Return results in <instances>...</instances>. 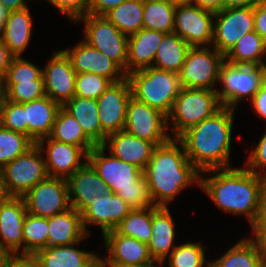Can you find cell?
<instances>
[{
  "instance_id": "cell-31",
  "label": "cell",
  "mask_w": 266,
  "mask_h": 267,
  "mask_svg": "<svg viewBox=\"0 0 266 267\" xmlns=\"http://www.w3.org/2000/svg\"><path fill=\"white\" fill-rule=\"evenodd\" d=\"M224 57L232 65L266 68V41L255 31L249 32Z\"/></svg>"
},
{
  "instance_id": "cell-60",
  "label": "cell",
  "mask_w": 266,
  "mask_h": 267,
  "mask_svg": "<svg viewBox=\"0 0 266 267\" xmlns=\"http://www.w3.org/2000/svg\"><path fill=\"white\" fill-rule=\"evenodd\" d=\"M175 4L189 3L191 0H167Z\"/></svg>"
},
{
  "instance_id": "cell-39",
  "label": "cell",
  "mask_w": 266,
  "mask_h": 267,
  "mask_svg": "<svg viewBox=\"0 0 266 267\" xmlns=\"http://www.w3.org/2000/svg\"><path fill=\"white\" fill-rule=\"evenodd\" d=\"M36 143L23 133L11 131L0 125V169L26 153Z\"/></svg>"
},
{
  "instance_id": "cell-24",
  "label": "cell",
  "mask_w": 266,
  "mask_h": 267,
  "mask_svg": "<svg viewBox=\"0 0 266 267\" xmlns=\"http://www.w3.org/2000/svg\"><path fill=\"white\" fill-rule=\"evenodd\" d=\"M175 224L168 207L152 206V236L148 244L155 262L164 264L166 258L178 246L175 243Z\"/></svg>"
},
{
  "instance_id": "cell-50",
  "label": "cell",
  "mask_w": 266,
  "mask_h": 267,
  "mask_svg": "<svg viewBox=\"0 0 266 267\" xmlns=\"http://www.w3.org/2000/svg\"><path fill=\"white\" fill-rule=\"evenodd\" d=\"M254 29L266 41V0L254 6Z\"/></svg>"
},
{
  "instance_id": "cell-36",
  "label": "cell",
  "mask_w": 266,
  "mask_h": 267,
  "mask_svg": "<svg viewBox=\"0 0 266 267\" xmlns=\"http://www.w3.org/2000/svg\"><path fill=\"white\" fill-rule=\"evenodd\" d=\"M176 4L167 0H144L143 28L165 34L174 32Z\"/></svg>"
},
{
  "instance_id": "cell-33",
  "label": "cell",
  "mask_w": 266,
  "mask_h": 267,
  "mask_svg": "<svg viewBox=\"0 0 266 267\" xmlns=\"http://www.w3.org/2000/svg\"><path fill=\"white\" fill-rule=\"evenodd\" d=\"M190 47L176 33L165 34L158 47L153 67L179 74Z\"/></svg>"
},
{
  "instance_id": "cell-55",
  "label": "cell",
  "mask_w": 266,
  "mask_h": 267,
  "mask_svg": "<svg viewBox=\"0 0 266 267\" xmlns=\"http://www.w3.org/2000/svg\"><path fill=\"white\" fill-rule=\"evenodd\" d=\"M0 2L4 5V7L11 11L24 9L27 6L26 2H29L27 0H0Z\"/></svg>"
},
{
  "instance_id": "cell-57",
  "label": "cell",
  "mask_w": 266,
  "mask_h": 267,
  "mask_svg": "<svg viewBox=\"0 0 266 267\" xmlns=\"http://www.w3.org/2000/svg\"><path fill=\"white\" fill-rule=\"evenodd\" d=\"M9 10H7L4 5L0 2V30L4 27L7 20Z\"/></svg>"
},
{
  "instance_id": "cell-40",
  "label": "cell",
  "mask_w": 266,
  "mask_h": 267,
  "mask_svg": "<svg viewBox=\"0 0 266 267\" xmlns=\"http://www.w3.org/2000/svg\"><path fill=\"white\" fill-rule=\"evenodd\" d=\"M205 257V250L201 243H182L167 257L168 267H210V262H206Z\"/></svg>"
},
{
  "instance_id": "cell-27",
  "label": "cell",
  "mask_w": 266,
  "mask_h": 267,
  "mask_svg": "<svg viewBox=\"0 0 266 267\" xmlns=\"http://www.w3.org/2000/svg\"><path fill=\"white\" fill-rule=\"evenodd\" d=\"M49 230L47 246H62L82 242L88 238L84 229L82 216L75 209L48 218Z\"/></svg>"
},
{
  "instance_id": "cell-22",
  "label": "cell",
  "mask_w": 266,
  "mask_h": 267,
  "mask_svg": "<svg viewBox=\"0 0 266 267\" xmlns=\"http://www.w3.org/2000/svg\"><path fill=\"white\" fill-rule=\"evenodd\" d=\"M107 257L100 258V263H122L145 265L155 264L148 245L141 241L111 230L103 235Z\"/></svg>"
},
{
  "instance_id": "cell-4",
  "label": "cell",
  "mask_w": 266,
  "mask_h": 267,
  "mask_svg": "<svg viewBox=\"0 0 266 267\" xmlns=\"http://www.w3.org/2000/svg\"><path fill=\"white\" fill-rule=\"evenodd\" d=\"M106 148L95 146L87 154V161L107 184L109 192L120 196L132 209H147L153 206L143 170L133 164L106 156Z\"/></svg>"
},
{
  "instance_id": "cell-54",
  "label": "cell",
  "mask_w": 266,
  "mask_h": 267,
  "mask_svg": "<svg viewBox=\"0 0 266 267\" xmlns=\"http://www.w3.org/2000/svg\"><path fill=\"white\" fill-rule=\"evenodd\" d=\"M224 8L254 7L261 0H222Z\"/></svg>"
},
{
  "instance_id": "cell-28",
  "label": "cell",
  "mask_w": 266,
  "mask_h": 267,
  "mask_svg": "<svg viewBox=\"0 0 266 267\" xmlns=\"http://www.w3.org/2000/svg\"><path fill=\"white\" fill-rule=\"evenodd\" d=\"M81 126L84 134L96 145H103L107 135L101 128L96 99L74 96L62 106Z\"/></svg>"
},
{
  "instance_id": "cell-38",
  "label": "cell",
  "mask_w": 266,
  "mask_h": 267,
  "mask_svg": "<svg viewBox=\"0 0 266 267\" xmlns=\"http://www.w3.org/2000/svg\"><path fill=\"white\" fill-rule=\"evenodd\" d=\"M48 218L26 214L23 223V253L35 254L47 247Z\"/></svg>"
},
{
  "instance_id": "cell-58",
  "label": "cell",
  "mask_w": 266,
  "mask_h": 267,
  "mask_svg": "<svg viewBox=\"0 0 266 267\" xmlns=\"http://www.w3.org/2000/svg\"><path fill=\"white\" fill-rule=\"evenodd\" d=\"M5 100H6V89L3 85L2 79H0V115Z\"/></svg>"
},
{
  "instance_id": "cell-12",
  "label": "cell",
  "mask_w": 266,
  "mask_h": 267,
  "mask_svg": "<svg viewBox=\"0 0 266 267\" xmlns=\"http://www.w3.org/2000/svg\"><path fill=\"white\" fill-rule=\"evenodd\" d=\"M255 31L254 7L224 8L215 13L212 47L224 56L245 34Z\"/></svg>"
},
{
  "instance_id": "cell-35",
  "label": "cell",
  "mask_w": 266,
  "mask_h": 267,
  "mask_svg": "<svg viewBox=\"0 0 266 267\" xmlns=\"http://www.w3.org/2000/svg\"><path fill=\"white\" fill-rule=\"evenodd\" d=\"M144 0H126L104 16L120 32L130 36L143 29Z\"/></svg>"
},
{
  "instance_id": "cell-32",
  "label": "cell",
  "mask_w": 266,
  "mask_h": 267,
  "mask_svg": "<svg viewBox=\"0 0 266 267\" xmlns=\"http://www.w3.org/2000/svg\"><path fill=\"white\" fill-rule=\"evenodd\" d=\"M210 267H266V258L250 238H242L218 259L209 261Z\"/></svg>"
},
{
  "instance_id": "cell-34",
  "label": "cell",
  "mask_w": 266,
  "mask_h": 267,
  "mask_svg": "<svg viewBox=\"0 0 266 267\" xmlns=\"http://www.w3.org/2000/svg\"><path fill=\"white\" fill-rule=\"evenodd\" d=\"M51 139L81 147L87 154L96 145L84 134L77 120L61 107L57 113Z\"/></svg>"
},
{
  "instance_id": "cell-42",
  "label": "cell",
  "mask_w": 266,
  "mask_h": 267,
  "mask_svg": "<svg viewBox=\"0 0 266 267\" xmlns=\"http://www.w3.org/2000/svg\"><path fill=\"white\" fill-rule=\"evenodd\" d=\"M111 83L106 77L94 73L76 74L75 96L97 99Z\"/></svg>"
},
{
  "instance_id": "cell-41",
  "label": "cell",
  "mask_w": 266,
  "mask_h": 267,
  "mask_svg": "<svg viewBox=\"0 0 266 267\" xmlns=\"http://www.w3.org/2000/svg\"><path fill=\"white\" fill-rule=\"evenodd\" d=\"M6 89V99L15 103H25L43 98L44 82L18 80V83H3Z\"/></svg>"
},
{
  "instance_id": "cell-21",
  "label": "cell",
  "mask_w": 266,
  "mask_h": 267,
  "mask_svg": "<svg viewBox=\"0 0 266 267\" xmlns=\"http://www.w3.org/2000/svg\"><path fill=\"white\" fill-rule=\"evenodd\" d=\"M70 206L82 214L94 200L109 192L107 184L86 161L69 178L65 179Z\"/></svg>"
},
{
  "instance_id": "cell-15",
  "label": "cell",
  "mask_w": 266,
  "mask_h": 267,
  "mask_svg": "<svg viewBox=\"0 0 266 267\" xmlns=\"http://www.w3.org/2000/svg\"><path fill=\"white\" fill-rule=\"evenodd\" d=\"M131 97L132 90L126 77L122 81L111 83L96 99L101 128L107 136L124 129L127 106Z\"/></svg>"
},
{
  "instance_id": "cell-6",
  "label": "cell",
  "mask_w": 266,
  "mask_h": 267,
  "mask_svg": "<svg viewBox=\"0 0 266 267\" xmlns=\"http://www.w3.org/2000/svg\"><path fill=\"white\" fill-rule=\"evenodd\" d=\"M222 107L216 90L181 88L167 116L168 130L173 135L171 138H178L187 129L213 116Z\"/></svg>"
},
{
  "instance_id": "cell-16",
  "label": "cell",
  "mask_w": 266,
  "mask_h": 267,
  "mask_svg": "<svg viewBox=\"0 0 266 267\" xmlns=\"http://www.w3.org/2000/svg\"><path fill=\"white\" fill-rule=\"evenodd\" d=\"M76 74L66 54L55 52L42 69L45 95L63 106L75 96Z\"/></svg>"
},
{
  "instance_id": "cell-48",
  "label": "cell",
  "mask_w": 266,
  "mask_h": 267,
  "mask_svg": "<svg viewBox=\"0 0 266 267\" xmlns=\"http://www.w3.org/2000/svg\"><path fill=\"white\" fill-rule=\"evenodd\" d=\"M251 105L258 116L266 119V69L264 70L260 86L253 97L249 100Z\"/></svg>"
},
{
  "instance_id": "cell-23",
  "label": "cell",
  "mask_w": 266,
  "mask_h": 267,
  "mask_svg": "<svg viewBox=\"0 0 266 267\" xmlns=\"http://www.w3.org/2000/svg\"><path fill=\"white\" fill-rule=\"evenodd\" d=\"M102 146L108 148V152L114 157L133 164L143 171L156 147L152 142L135 137L125 130L109 134Z\"/></svg>"
},
{
  "instance_id": "cell-14",
  "label": "cell",
  "mask_w": 266,
  "mask_h": 267,
  "mask_svg": "<svg viewBox=\"0 0 266 267\" xmlns=\"http://www.w3.org/2000/svg\"><path fill=\"white\" fill-rule=\"evenodd\" d=\"M28 214L49 218L71 208L63 178L47 177L22 196Z\"/></svg>"
},
{
  "instance_id": "cell-49",
  "label": "cell",
  "mask_w": 266,
  "mask_h": 267,
  "mask_svg": "<svg viewBox=\"0 0 266 267\" xmlns=\"http://www.w3.org/2000/svg\"><path fill=\"white\" fill-rule=\"evenodd\" d=\"M6 267H41L39 259L31 253L8 254Z\"/></svg>"
},
{
  "instance_id": "cell-46",
  "label": "cell",
  "mask_w": 266,
  "mask_h": 267,
  "mask_svg": "<svg viewBox=\"0 0 266 267\" xmlns=\"http://www.w3.org/2000/svg\"><path fill=\"white\" fill-rule=\"evenodd\" d=\"M247 160L248 161L244 166L249 171H252L258 176L266 179V132L254 149L251 150Z\"/></svg>"
},
{
  "instance_id": "cell-9",
  "label": "cell",
  "mask_w": 266,
  "mask_h": 267,
  "mask_svg": "<svg viewBox=\"0 0 266 267\" xmlns=\"http://www.w3.org/2000/svg\"><path fill=\"white\" fill-rule=\"evenodd\" d=\"M211 46L190 47L179 73L182 88L212 89L219 82L225 57Z\"/></svg>"
},
{
  "instance_id": "cell-56",
  "label": "cell",
  "mask_w": 266,
  "mask_h": 267,
  "mask_svg": "<svg viewBox=\"0 0 266 267\" xmlns=\"http://www.w3.org/2000/svg\"><path fill=\"white\" fill-rule=\"evenodd\" d=\"M160 265V266H159ZM161 263L134 265V264H122V263H100V267H161Z\"/></svg>"
},
{
  "instance_id": "cell-30",
  "label": "cell",
  "mask_w": 266,
  "mask_h": 267,
  "mask_svg": "<svg viewBox=\"0 0 266 267\" xmlns=\"http://www.w3.org/2000/svg\"><path fill=\"white\" fill-rule=\"evenodd\" d=\"M32 25L33 19L28 7L9 12L0 33L8 50L14 57H21L29 45Z\"/></svg>"
},
{
  "instance_id": "cell-51",
  "label": "cell",
  "mask_w": 266,
  "mask_h": 267,
  "mask_svg": "<svg viewBox=\"0 0 266 267\" xmlns=\"http://www.w3.org/2000/svg\"><path fill=\"white\" fill-rule=\"evenodd\" d=\"M124 1L126 0H89L88 14L104 16L108 11Z\"/></svg>"
},
{
  "instance_id": "cell-3",
  "label": "cell",
  "mask_w": 266,
  "mask_h": 267,
  "mask_svg": "<svg viewBox=\"0 0 266 267\" xmlns=\"http://www.w3.org/2000/svg\"><path fill=\"white\" fill-rule=\"evenodd\" d=\"M234 108L222 107L183 132L177 139L182 143L188 160L202 173L213 169L231 168V136Z\"/></svg>"
},
{
  "instance_id": "cell-1",
  "label": "cell",
  "mask_w": 266,
  "mask_h": 267,
  "mask_svg": "<svg viewBox=\"0 0 266 267\" xmlns=\"http://www.w3.org/2000/svg\"><path fill=\"white\" fill-rule=\"evenodd\" d=\"M204 173L214 175L204 178ZM199 187L219 209L232 215H245L252 225L266 193V179L245 166L213 169L201 173Z\"/></svg>"
},
{
  "instance_id": "cell-18",
  "label": "cell",
  "mask_w": 266,
  "mask_h": 267,
  "mask_svg": "<svg viewBox=\"0 0 266 267\" xmlns=\"http://www.w3.org/2000/svg\"><path fill=\"white\" fill-rule=\"evenodd\" d=\"M44 143H47V148ZM36 144L42 152L45 151L43 155L49 177L69 178L87 161V153L79 146L59 142L49 136L39 139Z\"/></svg>"
},
{
  "instance_id": "cell-59",
  "label": "cell",
  "mask_w": 266,
  "mask_h": 267,
  "mask_svg": "<svg viewBox=\"0 0 266 267\" xmlns=\"http://www.w3.org/2000/svg\"><path fill=\"white\" fill-rule=\"evenodd\" d=\"M8 253L0 245V267H6Z\"/></svg>"
},
{
  "instance_id": "cell-17",
  "label": "cell",
  "mask_w": 266,
  "mask_h": 267,
  "mask_svg": "<svg viewBox=\"0 0 266 267\" xmlns=\"http://www.w3.org/2000/svg\"><path fill=\"white\" fill-rule=\"evenodd\" d=\"M70 59L72 68L77 74L94 73L109 79L112 83L127 77L124 71L105 54L81 40L75 46L62 50Z\"/></svg>"
},
{
  "instance_id": "cell-13",
  "label": "cell",
  "mask_w": 266,
  "mask_h": 267,
  "mask_svg": "<svg viewBox=\"0 0 266 267\" xmlns=\"http://www.w3.org/2000/svg\"><path fill=\"white\" fill-rule=\"evenodd\" d=\"M215 13L192 3L176 4L174 33L191 47L211 46Z\"/></svg>"
},
{
  "instance_id": "cell-26",
  "label": "cell",
  "mask_w": 266,
  "mask_h": 267,
  "mask_svg": "<svg viewBox=\"0 0 266 267\" xmlns=\"http://www.w3.org/2000/svg\"><path fill=\"white\" fill-rule=\"evenodd\" d=\"M164 35L165 33L143 28L128 36L127 74L153 66Z\"/></svg>"
},
{
  "instance_id": "cell-25",
  "label": "cell",
  "mask_w": 266,
  "mask_h": 267,
  "mask_svg": "<svg viewBox=\"0 0 266 267\" xmlns=\"http://www.w3.org/2000/svg\"><path fill=\"white\" fill-rule=\"evenodd\" d=\"M79 243L47 246L38 250L35 255L41 267H100V255L74 247Z\"/></svg>"
},
{
  "instance_id": "cell-7",
  "label": "cell",
  "mask_w": 266,
  "mask_h": 267,
  "mask_svg": "<svg viewBox=\"0 0 266 267\" xmlns=\"http://www.w3.org/2000/svg\"><path fill=\"white\" fill-rule=\"evenodd\" d=\"M47 177L43 152L35 144L0 169V191L3 196L22 197Z\"/></svg>"
},
{
  "instance_id": "cell-29",
  "label": "cell",
  "mask_w": 266,
  "mask_h": 267,
  "mask_svg": "<svg viewBox=\"0 0 266 267\" xmlns=\"http://www.w3.org/2000/svg\"><path fill=\"white\" fill-rule=\"evenodd\" d=\"M62 106L50 97L24 103L26 121L28 122V137L35 143L51 134L57 113Z\"/></svg>"
},
{
  "instance_id": "cell-43",
  "label": "cell",
  "mask_w": 266,
  "mask_h": 267,
  "mask_svg": "<svg viewBox=\"0 0 266 267\" xmlns=\"http://www.w3.org/2000/svg\"><path fill=\"white\" fill-rule=\"evenodd\" d=\"M0 125L28 136V122L26 121L24 103H15L6 99L1 110Z\"/></svg>"
},
{
  "instance_id": "cell-19",
  "label": "cell",
  "mask_w": 266,
  "mask_h": 267,
  "mask_svg": "<svg viewBox=\"0 0 266 267\" xmlns=\"http://www.w3.org/2000/svg\"><path fill=\"white\" fill-rule=\"evenodd\" d=\"M27 214L23 197H0V245L8 253H23V223ZM2 238V240H1Z\"/></svg>"
},
{
  "instance_id": "cell-52",
  "label": "cell",
  "mask_w": 266,
  "mask_h": 267,
  "mask_svg": "<svg viewBox=\"0 0 266 267\" xmlns=\"http://www.w3.org/2000/svg\"><path fill=\"white\" fill-rule=\"evenodd\" d=\"M13 57L14 56L8 50L0 33V79H2L5 76Z\"/></svg>"
},
{
  "instance_id": "cell-11",
  "label": "cell",
  "mask_w": 266,
  "mask_h": 267,
  "mask_svg": "<svg viewBox=\"0 0 266 267\" xmlns=\"http://www.w3.org/2000/svg\"><path fill=\"white\" fill-rule=\"evenodd\" d=\"M167 129V116L165 114L134 97L130 98L123 130L159 146L171 139Z\"/></svg>"
},
{
  "instance_id": "cell-47",
  "label": "cell",
  "mask_w": 266,
  "mask_h": 267,
  "mask_svg": "<svg viewBox=\"0 0 266 267\" xmlns=\"http://www.w3.org/2000/svg\"><path fill=\"white\" fill-rule=\"evenodd\" d=\"M253 238L251 240L258 246L266 258V193L262 200L256 221L251 225Z\"/></svg>"
},
{
  "instance_id": "cell-8",
  "label": "cell",
  "mask_w": 266,
  "mask_h": 267,
  "mask_svg": "<svg viewBox=\"0 0 266 267\" xmlns=\"http://www.w3.org/2000/svg\"><path fill=\"white\" fill-rule=\"evenodd\" d=\"M84 22V41L114 61L127 75L128 36L120 32L105 16L86 14L76 21Z\"/></svg>"
},
{
  "instance_id": "cell-37",
  "label": "cell",
  "mask_w": 266,
  "mask_h": 267,
  "mask_svg": "<svg viewBox=\"0 0 266 267\" xmlns=\"http://www.w3.org/2000/svg\"><path fill=\"white\" fill-rule=\"evenodd\" d=\"M115 230L148 245L152 236V206L147 209H132Z\"/></svg>"
},
{
  "instance_id": "cell-45",
  "label": "cell",
  "mask_w": 266,
  "mask_h": 267,
  "mask_svg": "<svg viewBox=\"0 0 266 267\" xmlns=\"http://www.w3.org/2000/svg\"><path fill=\"white\" fill-rule=\"evenodd\" d=\"M57 8L64 16L76 22L81 17L88 14L89 0H47Z\"/></svg>"
},
{
  "instance_id": "cell-10",
  "label": "cell",
  "mask_w": 266,
  "mask_h": 267,
  "mask_svg": "<svg viewBox=\"0 0 266 267\" xmlns=\"http://www.w3.org/2000/svg\"><path fill=\"white\" fill-rule=\"evenodd\" d=\"M265 69L224 62L219 76L221 91L216 90L222 106L236 109L242 100H248V98L250 100L260 86L261 76Z\"/></svg>"
},
{
  "instance_id": "cell-5",
  "label": "cell",
  "mask_w": 266,
  "mask_h": 267,
  "mask_svg": "<svg viewBox=\"0 0 266 267\" xmlns=\"http://www.w3.org/2000/svg\"><path fill=\"white\" fill-rule=\"evenodd\" d=\"M127 78L132 97L169 115L182 88L179 74L152 66L130 72Z\"/></svg>"
},
{
  "instance_id": "cell-53",
  "label": "cell",
  "mask_w": 266,
  "mask_h": 267,
  "mask_svg": "<svg viewBox=\"0 0 266 267\" xmlns=\"http://www.w3.org/2000/svg\"><path fill=\"white\" fill-rule=\"evenodd\" d=\"M190 3L214 13L223 10L222 0H191Z\"/></svg>"
},
{
  "instance_id": "cell-2",
  "label": "cell",
  "mask_w": 266,
  "mask_h": 267,
  "mask_svg": "<svg viewBox=\"0 0 266 267\" xmlns=\"http://www.w3.org/2000/svg\"><path fill=\"white\" fill-rule=\"evenodd\" d=\"M143 174L154 206L165 207L186 187L200 185L201 177V172L188 160L177 138L154 148Z\"/></svg>"
},
{
  "instance_id": "cell-20",
  "label": "cell",
  "mask_w": 266,
  "mask_h": 267,
  "mask_svg": "<svg viewBox=\"0 0 266 267\" xmlns=\"http://www.w3.org/2000/svg\"><path fill=\"white\" fill-rule=\"evenodd\" d=\"M132 210L120 196L108 192L100 197L94 196L91 205L81 214L84 229L88 235V226L99 225L102 235L115 230L124 217Z\"/></svg>"
},
{
  "instance_id": "cell-44",
  "label": "cell",
  "mask_w": 266,
  "mask_h": 267,
  "mask_svg": "<svg viewBox=\"0 0 266 267\" xmlns=\"http://www.w3.org/2000/svg\"><path fill=\"white\" fill-rule=\"evenodd\" d=\"M18 80L43 81L42 68L22 57H13L3 83H18Z\"/></svg>"
}]
</instances>
